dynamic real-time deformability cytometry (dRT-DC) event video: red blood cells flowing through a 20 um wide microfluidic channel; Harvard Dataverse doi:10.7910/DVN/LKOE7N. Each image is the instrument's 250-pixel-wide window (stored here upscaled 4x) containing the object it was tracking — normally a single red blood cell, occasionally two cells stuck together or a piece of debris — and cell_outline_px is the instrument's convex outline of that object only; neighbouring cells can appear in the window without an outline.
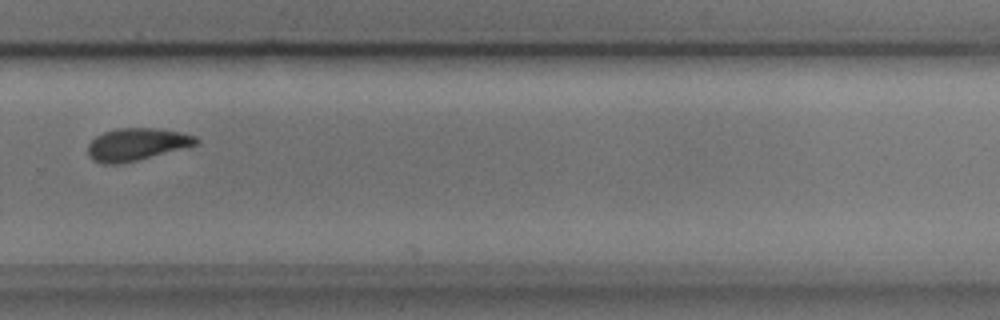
{"species": "common noctule bat (a hibernating species)", "species_latin": "Nyctalus noctula", "temperature_condition": "cold", "stored_images_in_passage": 14, "camera_frame_rate_fps": 3000, "um_per_image_px": 0.085, "animal": {"sex": "male", "body_mass_g": 17.9, "forearm_length_mm": 54.2}, "frame": {"image": 1, "passage_image": 10, "time_ms": 3.0, "image_size_px": [1000, 320], "cell_outline_px": [[200, 140], [196, 144], [188, 148], [120, 164], [104, 164], [92, 160], [88, 156], [88, 144], [96, 136], [104, 132], [116, 128], [160, 128], [180, 132], [196, 136]], "centroid_in_image_um": [11.63, 12.27], "position_along_channel_um": 318.2, "area_um2": 20.69}}